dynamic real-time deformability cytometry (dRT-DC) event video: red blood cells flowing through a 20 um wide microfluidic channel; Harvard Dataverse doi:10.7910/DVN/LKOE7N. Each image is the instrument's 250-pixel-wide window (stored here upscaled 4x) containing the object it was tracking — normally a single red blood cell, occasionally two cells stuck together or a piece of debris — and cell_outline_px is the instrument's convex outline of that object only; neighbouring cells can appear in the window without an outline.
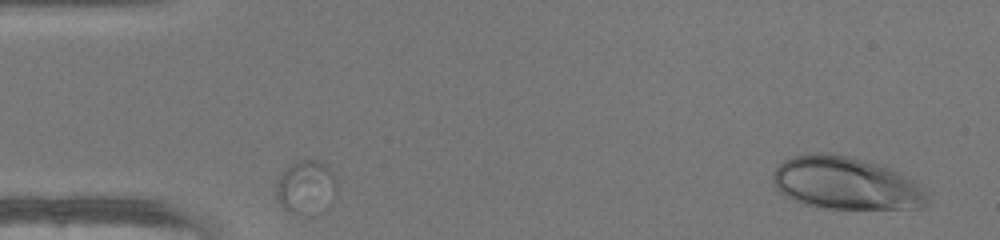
{"species": "human", "species_latin": "Homo sapiens", "temperature_condition": "warm", "stored_images_in_passage": 4, "segment_of_instrument_passage": [2, 3], "camera_frame_rate_fps": 3000, "um_per_image_px": 0.085, "donor": {"sex": "female"}, "frame": {"image": 1, "passage_image": 3, "time_ms": 0.667, "image_size_px": [1000, 240], "cell_outline_px": [[336, 188], [312, 216], [304, 216], [288, 212], [280, 204], [276, 196], [276, 188], [280, 176], [292, 164], [300, 160], [316, 160], [324, 164], [332, 172], [336, 184]], "centroid_in_image_um": [25.93, 15.91], "position_along_channel_um": 59.1, "area_um2": 17.98}}